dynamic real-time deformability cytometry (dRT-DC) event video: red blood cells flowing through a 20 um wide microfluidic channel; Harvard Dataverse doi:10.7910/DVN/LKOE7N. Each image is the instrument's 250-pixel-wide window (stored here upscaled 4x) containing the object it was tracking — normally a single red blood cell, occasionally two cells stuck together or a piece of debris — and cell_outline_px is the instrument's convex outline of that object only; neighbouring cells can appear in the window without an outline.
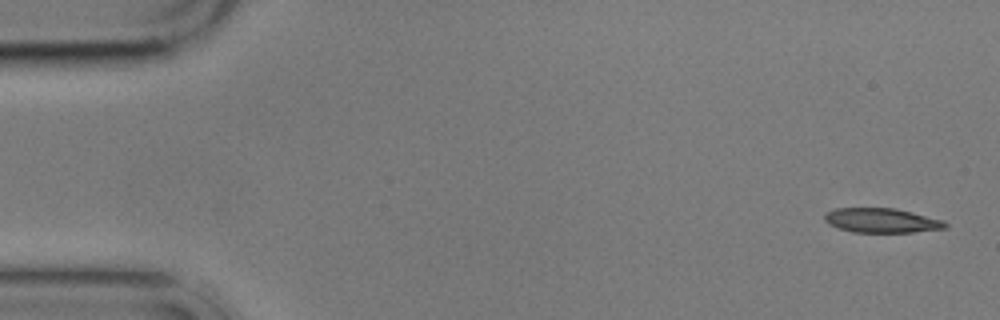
{"species": "common noctule bat (a hibernating species)", "species_latin": "Nyctalus noctula", "temperature_condition": "cold", "stored_images_in_passage": 4, "camera_frame_rate_fps": 3000, "um_per_image_px": 0.085, "animal": {"sex": "male", "body_mass_g": 17.9}, "frame": {"image": 1, "passage_image": 1, "time_ms": 0.0, "image_size_px": [1000, 320], "cell_outline_px": [[948, 228], [912, 232], [852, 232], [828, 224], [824, 220], [824, 212], [836, 208], [896, 208], [944, 220], [948, 224]], "centroid_in_image_um": [74.94, 18.73], "position_along_channel_um": 10.1, "area_um2": 17.34}}
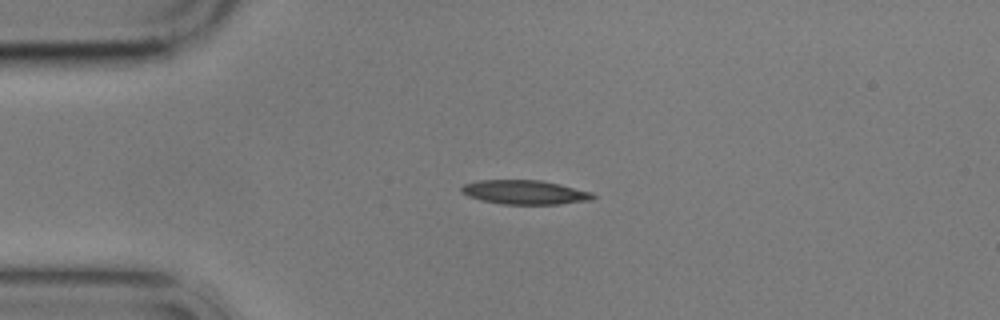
{"frame": {"image": 2, "passage_image": 4, "time_ms": 3.667, "image_size_px": [1000, 320], "cell_outline_px": [[596, 196], [592, 200], [560, 204], [504, 204], [480, 200], [468, 196], [460, 192], [460, 188], [464, 184], [480, 180], [540, 180], [560, 184], [592, 192]], "centroid_in_image_um": [44.61, 16.34], "position_along_channel_um": 40.4, "area_um2": 18.55}}